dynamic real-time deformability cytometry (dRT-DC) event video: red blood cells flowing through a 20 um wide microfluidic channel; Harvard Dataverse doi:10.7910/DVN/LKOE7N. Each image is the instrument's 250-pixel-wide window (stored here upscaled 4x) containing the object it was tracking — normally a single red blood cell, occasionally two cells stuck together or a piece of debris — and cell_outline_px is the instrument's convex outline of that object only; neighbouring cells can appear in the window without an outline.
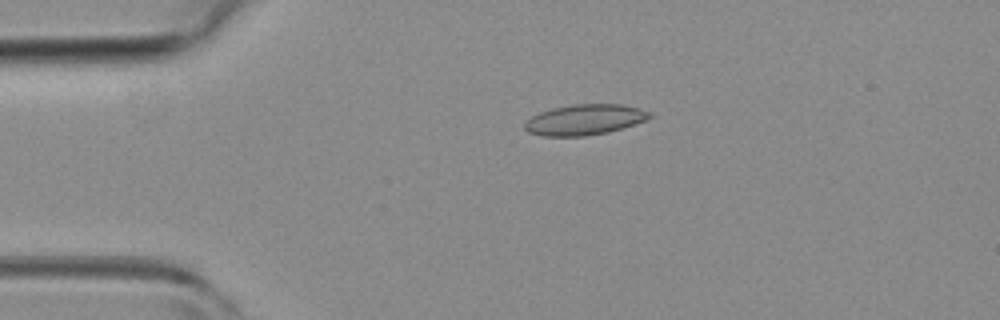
{"species": "common noctule bat (a hibernating species)", "species_latin": "Nyctalus noctula", "temperature_condition": "room temperature", "stored_images_in_passage": 3, "camera_frame_rate_fps": 3000, "um_per_image_px": 0.085, "animal": {"sex": "female", "body_mass_g": 19.3, "forearm_length_mm": 54.1}, "frame": {"image": 1, "passage_image": 1, "time_ms": 0.0, "image_size_px": [1000, 320], "cell_outline_px": [[652, 116], [648, 120], [608, 132], [584, 136], [544, 136], [528, 132], [524, 128], [524, 124], [532, 116], [540, 112], [552, 108], [576, 104], [620, 104], [640, 108], [652, 112]], "centroid_in_image_um": [49.73, 10.17], "position_along_channel_um": 35.3, "area_um2": 22.25}}